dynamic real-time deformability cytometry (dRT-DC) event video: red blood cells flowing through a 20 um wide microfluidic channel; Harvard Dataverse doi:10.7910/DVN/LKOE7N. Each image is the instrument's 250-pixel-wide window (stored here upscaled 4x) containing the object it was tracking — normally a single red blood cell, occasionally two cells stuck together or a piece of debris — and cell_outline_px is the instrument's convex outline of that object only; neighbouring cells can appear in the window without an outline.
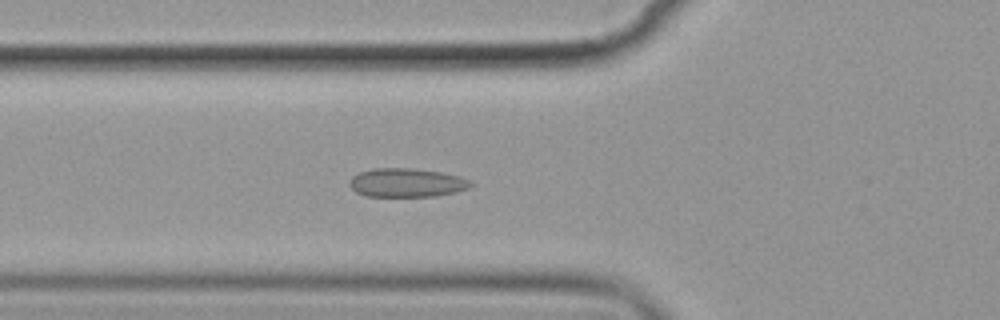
{"species": "common noctule bat (a hibernating species)", "species_latin": "Nyctalus noctula", "temperature_condition": "cold", "stored_images_in_passage": 5, "camera_frame_rate_fps": 3000, "um_per_image_px": 0.085, "animal": {"sex": "female", "body_mass_g": 19.9}, "frame": {"image": 1, "passage_image": 5, "time_ms": 5.667, "image_size_px": [1000, 320], "cell_outline_px": [[472, 184], [468, 188], [456, 192], [436, 196], [368, 196], [356, 192], [348, 184], [348, 180], [352, 176], [360, 172], [372, 168], [412, 168], [440, 172], [460, 176], [468, 180]], "centroid_in_image_um": [34.53, 15.52], "position_along_channel_um": 91.3, "area_um2": 20.29}}